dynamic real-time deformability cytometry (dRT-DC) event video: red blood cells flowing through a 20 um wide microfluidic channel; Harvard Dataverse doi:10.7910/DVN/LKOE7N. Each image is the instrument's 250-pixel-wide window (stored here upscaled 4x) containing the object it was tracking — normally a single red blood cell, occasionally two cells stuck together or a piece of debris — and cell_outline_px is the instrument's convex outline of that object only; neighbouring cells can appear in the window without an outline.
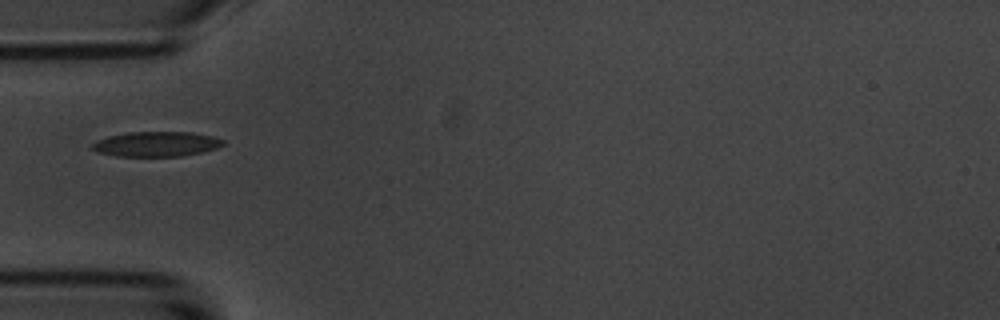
{"species": "common noctule bat (a hibernating species)", "species_latin": "Nyctalus noctula", "temperature_condition": "room temperature", "stored_images_in_passage": 40, "camera_frame_rate_fps": 3000, "um_per_image_px": 0.085, "animal": {"sex": "male", "body_mass_g": 20.1, "forearm_length_mm": 53.5}, "frame": {"image": 1, "passage_image": 1, "time_ms": 0.0, "image_size_px": [1000, 320], "cell_outline_px": [[224, 144], [216, 148], [200, 152], [180, 156], [116, 156], [100, 152], [92, 148], [92, 144], [96, 140], [108, 136], [128, 132], [192, 132], [212, 136], [224, 140]], "centroid_in_image_um": [13.28, 12.23], "position_along_channel_um": 71.7, "area_um2": 18.84}}
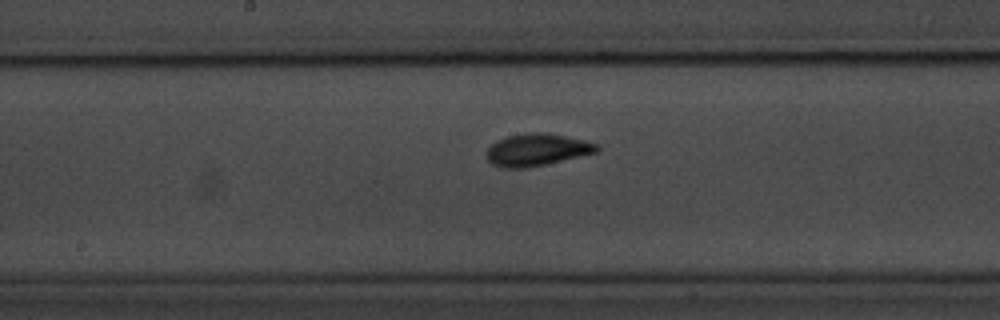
{"frame": {"image": 2, "passage_image": 12, "time_ms": 3.667, "image_size_px": [1000, 320], "cell_outline_px": [[600, 148], [596, 152], [528, 168], [504, 168], [492, 164], [488, 160], [488, 148], [496, 140], [508, 136], [528, 132], [548, 132], [584, 140], [596, 144]], "centroid_in_image_um": [45.62, 12.72], "position_along_channel_um": 202.6, "area_um2": 20.52}}
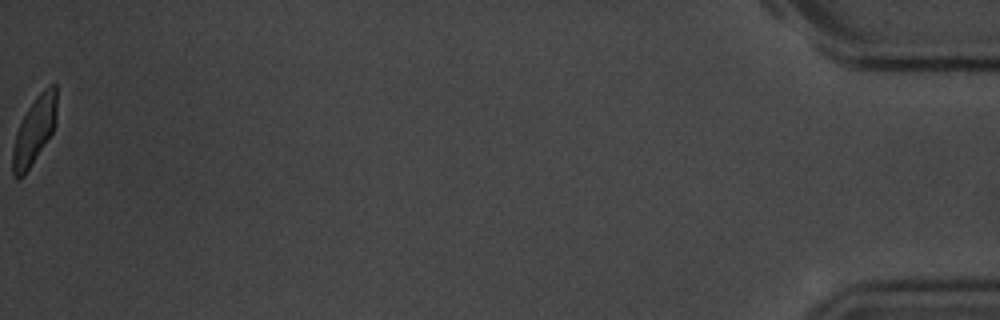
{"frame": {"image": 3, "passage_image": 40, "time_ms": 13.0, "image_size_px": [1000, 320], "cell_outline_px": [[56, 120], [52, 132], [24, 176], [16, 176], [12, 172], [12, 148], [16, 132], [28, 108], [36, 96], [48, 84], [56, 84]], "centroid_in_image_um": [2.92, 11.06], "position_along_channel_um": 432.3, "area_um2": 16.99}}